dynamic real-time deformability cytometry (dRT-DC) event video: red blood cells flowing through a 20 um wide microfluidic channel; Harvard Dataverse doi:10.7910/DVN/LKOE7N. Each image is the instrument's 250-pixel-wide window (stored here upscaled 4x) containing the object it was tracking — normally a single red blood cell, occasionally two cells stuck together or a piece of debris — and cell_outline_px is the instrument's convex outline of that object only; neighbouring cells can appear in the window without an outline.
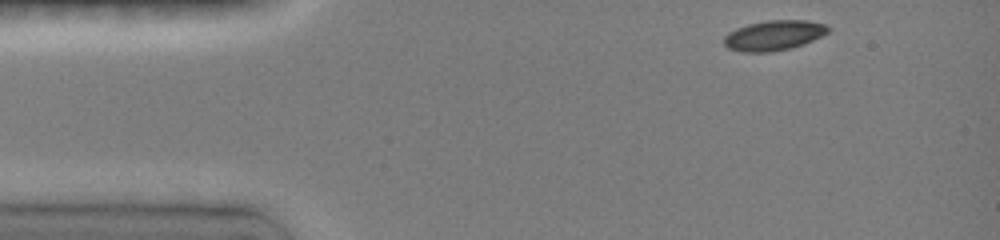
{"species": "common noctule bat (a hibernating species)", "species_latin": "Nyctalus noctula", "temperature_condition": "room temperature", "stored_images_in_passage": 28, "camera_frame_rate_fps": 3000, "um_per_image_px": 0.085, "animal": {"sex": "female", "body_mass_g": 19.0, "forearm_length_mm": 51.5}, "frame": {"image": 1, "passage_image": 1, "time_ms": 0.0, "image_size_px": [1000, 240], "cell_outline_px": [[832, 28], [828, 32], [804, 44], [792, 48], [772, 52], [744, 52], [728, 48], [724, 44], [724, 36], [728, 32], [736, 28], [748, 24], [768, 20], [804, 20], [824, 24]], "centroid_in_image_um": [65.77, 3.01], "position_along_channel_um": 19.2, "area_um2": 18.26}}
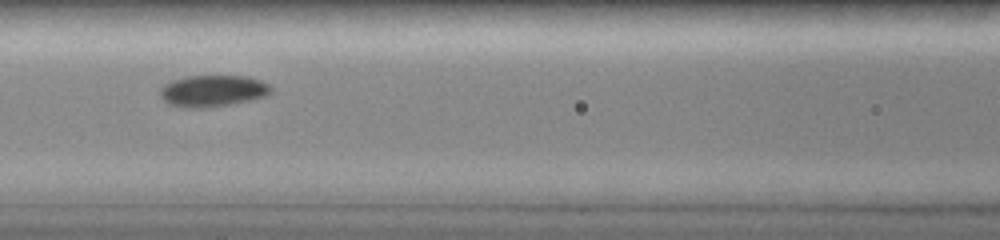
{"frame": {"image": 2, "passage_image": 11, "time_ms": 5.0, "image_size_px": [1000, 240], "cell_outline_px": [[272, 88], [264, 96], [248, 100], [228, 104], [204, 108], [184, 108], [168, 104], [160, 96], [160, 88], [164, 84], [172, 80], [188, 76], [248, 76], [260, 80], [268, 84]], "centroid_in_image_um": [18.02, 7.72], "position_along_channel_um": 148.6, "area_um2": 20.23}}
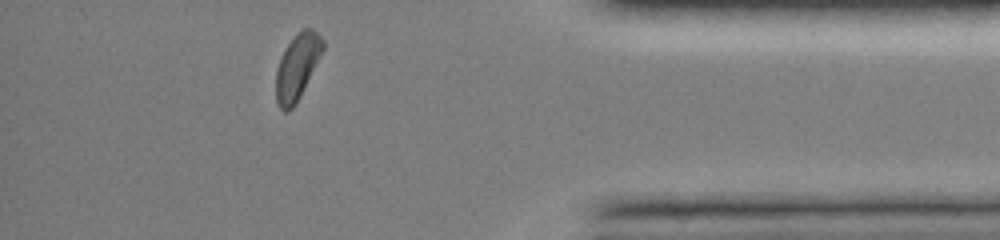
{"frame": {"image": 3, "passage_image": 26, "time_ms": 12.0, "image_size_px": [1000, 240], "cell_outline_px": [[324, 48], [300, 96], [292, 108], [288, 112], [284, 112], [276, 104], [276, 72], [280, 60], [288, 44], [296, 32], [304, 28], [312, 28], [324, 40]], "centroid_in_image_um": [25.26, 5.68], "position_along_channel_um": 409.9, "area_um2": 17.63}, "authors_computed_cell_mechanics": {"area_um2": 18.3515, "velocity_mm_per_s": 4.0298, "shape_relaxation_time_tau1_ms": 2.4064, "shape_relaxation_time_tau2_ms": null, "deformation_change_tau1": 0.0758, "deformation_change_tau2": null}}